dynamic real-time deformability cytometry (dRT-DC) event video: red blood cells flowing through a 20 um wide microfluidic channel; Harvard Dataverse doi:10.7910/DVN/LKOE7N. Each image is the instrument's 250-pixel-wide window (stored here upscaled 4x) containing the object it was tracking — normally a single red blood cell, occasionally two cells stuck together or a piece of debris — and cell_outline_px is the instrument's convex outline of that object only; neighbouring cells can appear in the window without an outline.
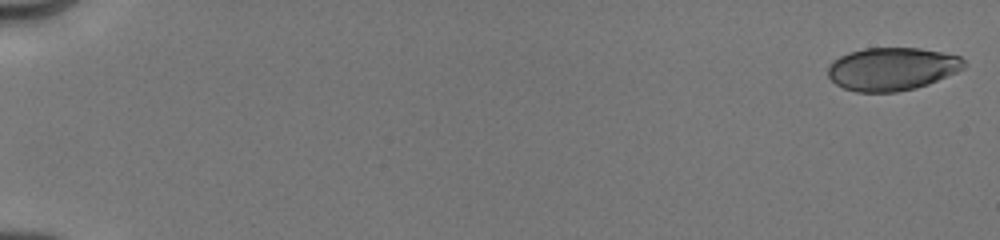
{"species": "human", "species_latin": "Homo sapiens", "temperature_condition": "cold", "stored_images_in_passage": 48, "camera_frame_rate_fps": 3000, "um_per_image_px": 0.085, "donor": {"sex": "male"}, "frame": {"image": 1, "passage_image": 1, "time_ms": 0.0, "image_size_px": [1000, 240], "cell_outline_px": [[964, 68], [956, 72], [928, 84], [916, 88], [896, 92], [856, 92], [844, 88], [836, 84], [828, 76], [828, 64], [832, 60], [848, 52], [864, 48], [920, 48], [960, 56], [964, 60]], "centroid_in_image_um": [75.78, 5.86], "position_along_channel_um": 9.2, "area_um2": 34.1}}
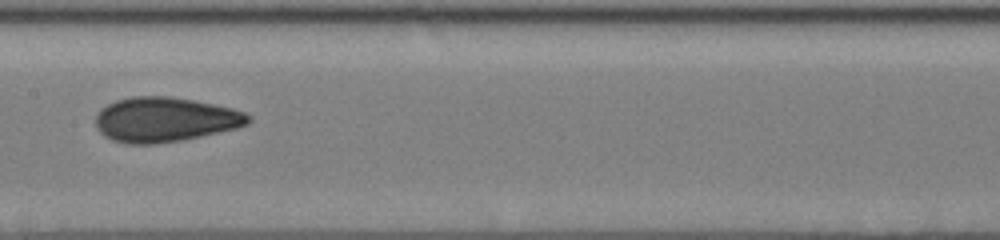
{"frame": {"image": 2, "passage_image": 29, "time_ms": 9.333, "image_size_px": [1000, 240], "cell_outline_px": [[252, 120], [248, 124], [236, 128], [200, 136], [180, 140], [152, 144], [128, 144], [112, 140], [104, 136], [96, 128], [96, 116], [100, 108], [116, 100], [132, 96], [172, 96], [232, 108], [244, 112], [252, 116]], "centroid_in_image_um": [14.0, 10.16], "position_along_channel_um": 193.4, "area_um2": 39.77}}
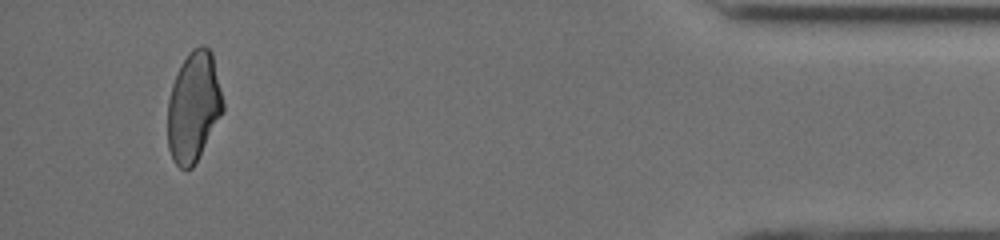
{"frame": {"image": 3, "passage_image": 47, "time_ms": 16.333, "image_size_px": [1000, 240], "cell_outline_px": [[224, 112], [192, 168], [180, 168], [172, 160], [168, 148], [168, 100], [172, 84], [176, 72], [180, 64], [188, 52], [192, 48], [200, 44], [204, 44], [212, 52], [224, 104]], "centroid_in_image_um": [16.45, 9.04], "position_along_channel_um": 418.7, "area_um2": 35.72}, "authors_computed_cell_mechanics": {"area_um2": 37.2521, "velocity_mm_per_s": 4.029, "shape_relaxation_time_tau1_ms": 5.8261, "shape_relaxation_time_tau2_ms": 1.1595, "deformation_change_tau1": 0.1545, "deformation_change_tau2": 0.0547}}